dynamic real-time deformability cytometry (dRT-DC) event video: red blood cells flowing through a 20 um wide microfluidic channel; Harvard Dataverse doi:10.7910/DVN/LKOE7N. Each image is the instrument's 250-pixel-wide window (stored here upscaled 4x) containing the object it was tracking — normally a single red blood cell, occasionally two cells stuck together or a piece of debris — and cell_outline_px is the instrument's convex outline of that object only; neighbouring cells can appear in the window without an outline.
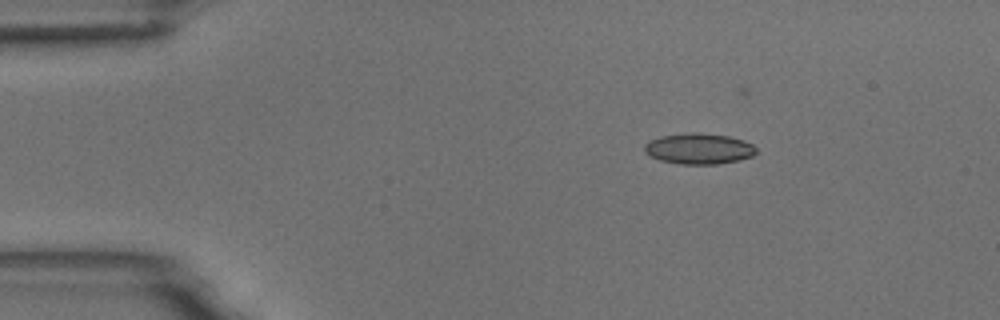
{"species": "common noctule bat (a hibernating species)", "species_latin": "Nyctalus noctula", "temperature_condition": "room temperature", "stored_images_in_passage": 46, "camera_frame_rate_fps": 3000, "um_per_image_px": 0.085, "animal": {"sex": "male", "body_mass_g": 18.8}, "frame": {"image": 1, "passage_image": 1, "time_ms": 0.0, "image_size_px": [1000, 320], "cell_outline_px": [[756, 152], [752, 156], [740, 160], [716, 164], [680, 164], [660, 160], [644, 152], [644, 144], [648, 140], [660, 136], [692, 132], [696, 132], [728, 136], [744, 140], [752, 144], [756, 148]], "centroid_in_image_um": [59.39, 12.63], "position_along_channel_um": 25.6, "area_um2": 20.11}}
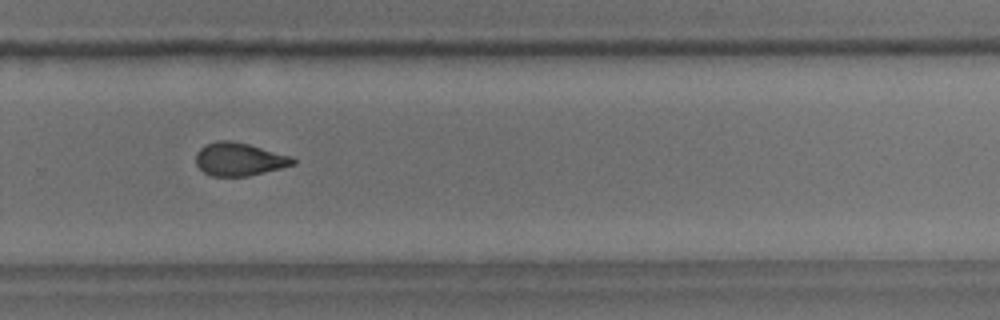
{"frame": {"image": 2, "passage_image": 29, "time_ms": 9.333, "image_size_px": [1000, 320], "cell_outline_px": [[296, 164], [248, 176], [212, 176], [204, 172], [196, 164], [196, 152], [200, 148], [216, 140], [228, 140], [248, 144], [292, 156], [296, 160]], "centroid_in_image_um": [20.34, 13.53], "position_along_channel_um": 309.5, "area_um2": 18.61}}
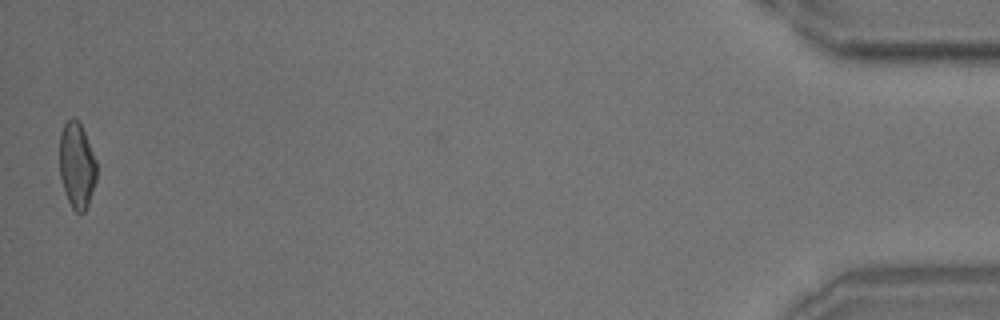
{"frame": {"image": 3, "passage_image": 46, "time_ms": 15.0, "image_size_px": [1000, 320], "cell_outline_px": [[96, 180], [88, 204], [84, 212], [76, 212], [72, 208], [68, 200], [60, 176], [60, 132], [64, 124], [72, 116], [80, 124], [84, 132], [96, 160]], "centroid_in_image_um": [6.53, 14.05], "position_along_channel_um": 428.7, "area_um2": 18.26}, "authors_computed_cell_mechanics": {"area_um2": 19.3052, "velocity_mm_per_s": 3.7383, "shape_relaxation_time_tau1_ms": 6.1297, "shape_relaxation_time_tau2_ms": 2.1664, "deformation_change_tau1": 0.1335, "deformation_change_tau2": 0.0891}}